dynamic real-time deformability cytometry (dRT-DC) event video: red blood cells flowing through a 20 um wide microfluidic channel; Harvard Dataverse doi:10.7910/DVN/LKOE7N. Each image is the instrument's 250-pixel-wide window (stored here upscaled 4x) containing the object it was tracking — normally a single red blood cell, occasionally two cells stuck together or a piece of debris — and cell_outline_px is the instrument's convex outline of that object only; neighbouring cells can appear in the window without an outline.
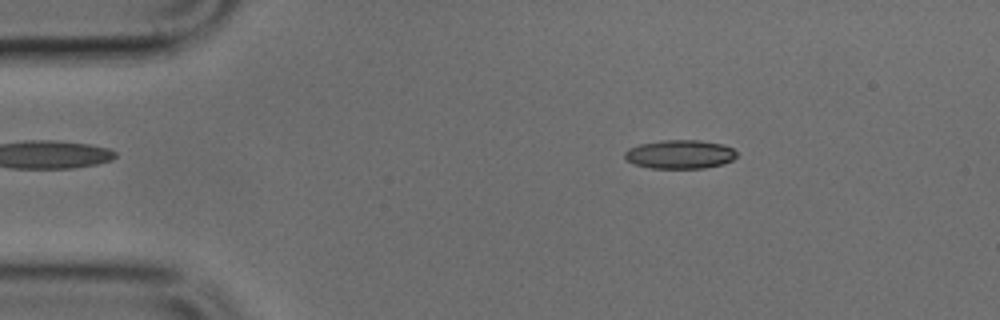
{"species": "common noctule bat (a hibernating species)", "species_latin": "Nyctalus noctula", "temperature_condition": "cold", "stored_images_in_passage": 48, "camera_frame_rate_fps": 3000, "um_per_image_px": 0.085, "animal": {"sex": "male", "body_mass_g": 17.9, "forearm_length_mm": 54.2}, "frame": {"image": 1, "passage_image": 7, "time_ms": 2.0, "image_size_px": [1000, 320], "cell_outline_px": [[736, 156], [732, 160], [724, 164], [704, 168], [648, 168], [636, 164], [628, 160], [624, 156], [624, 152], [628, 148], [640, 144], [660, 140], [700, 140], [720, 144], [732, 148], [736, 152]], "centroid_in_image_um": [57.78, 13.11], "position_along_channel_um": 27.2, "area_um2": 18.73}}
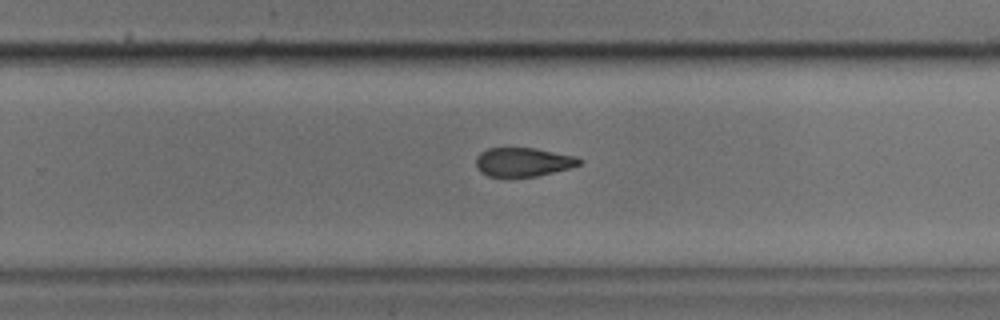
{"frame": {"image": 2, "passage_image": 30, "time_ms": 9.667, "image_size_px": [1000, 320], "cell_outline_px": [[584, 160], [580, 164], [568, 168], [536, 176], [504, 180], [488, 176], [480, 172], [476, 168], [476, 156], [480, 152], [488, 148], [536, 148], [576, 156]], "centroid_in_image_um": [44.4, 13.81], "position_along_channel_um": 285.4, "area_um2": 18.03}}
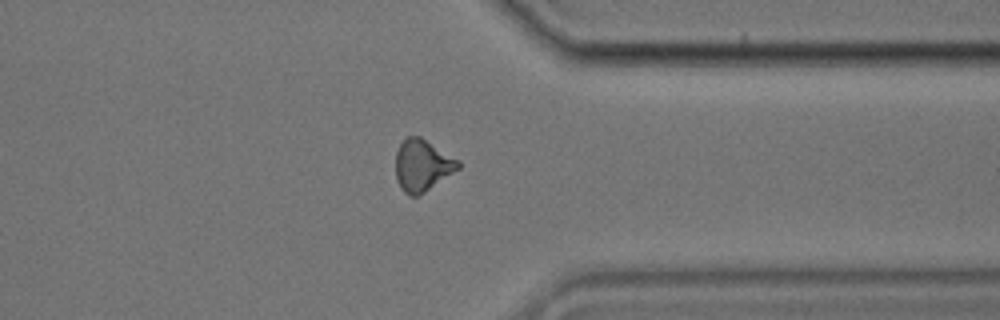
{"frame": {"image": 3, "passage_image": 37, "time_ms": 12.0, "image_size_px": [1000, 320], "cell_outline_px": [[460, 168], [420, 196], [408, 196], [400, 188], [396, 180], [396, 152], [400, 144], [408, 136], [420, 136], [460, 160]], "centroid_in_image_um": [35.9, 14.08], "position_along_channel_um": 375.5, "area_um2": 19.07}}